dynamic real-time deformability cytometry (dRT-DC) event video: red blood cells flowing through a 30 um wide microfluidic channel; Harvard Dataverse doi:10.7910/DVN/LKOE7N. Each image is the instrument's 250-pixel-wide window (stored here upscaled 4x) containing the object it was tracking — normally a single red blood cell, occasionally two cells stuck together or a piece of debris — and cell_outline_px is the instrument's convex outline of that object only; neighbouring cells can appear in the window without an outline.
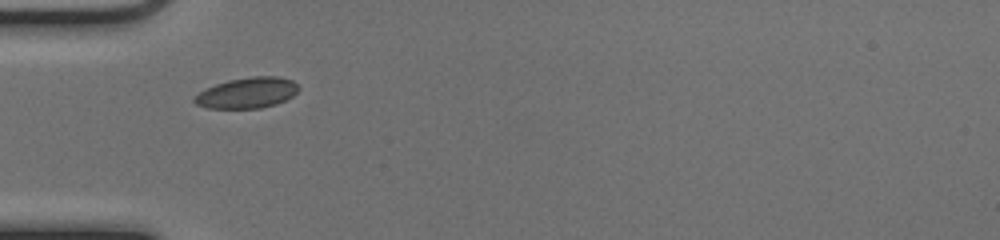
{"species": "common noctule bat (a hibernating species)", "species_latin": "Nyctalus noctula", "temperature_condition": "cold", "stored_images_in_passage": 36, "camera_frame_rate_fps": 3000, "um_per_image_px": 0.085, "animal": {"sex": "female", "body_mass_g": 17.0, "forearm_length_mm": 48.0}, "frame": {"image": 1, "passage_image": 1, "time_ms": 0.0, "image_size_px": [1000, 240], "cell_outline_px": [[300, 88], [292, 96], [276, 104], [260, 108], [208, 108], [196, 104], [192, 100], [192, 96], [216, 84], [228, 80], [252, 76], [280, 76], [292, 80]], "centroid_in_image_um": [21.0, 7.89], "position_along_channel_um": 64.0, "area_um2": 18.61}}
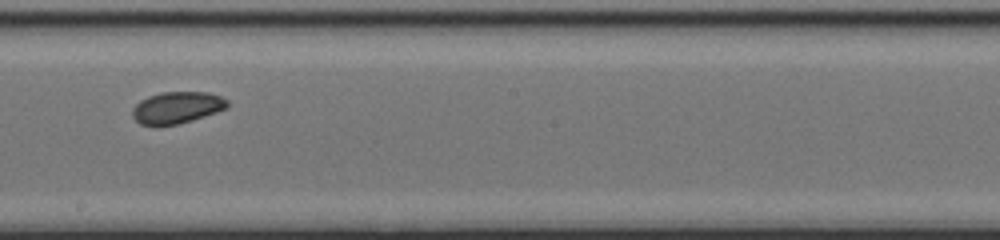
{"frame": {"image": 2, "passage_image": 14, "time_ms": 4.333, "image_size_px": [1000, 240], "cell_outline_px": [[228, 104], [224, 108], [216, 112], [192, 120], [176, 124], [140, 124], [132, 116], [132, 108], [140, 100], [148, 96], [160, 92], [208, 92], [220, 96], [228, 100]], "centroid_in_image_um": [15.02, 9.12], "position_along_channel_um": 233.2, "area_um2": 17.28}}
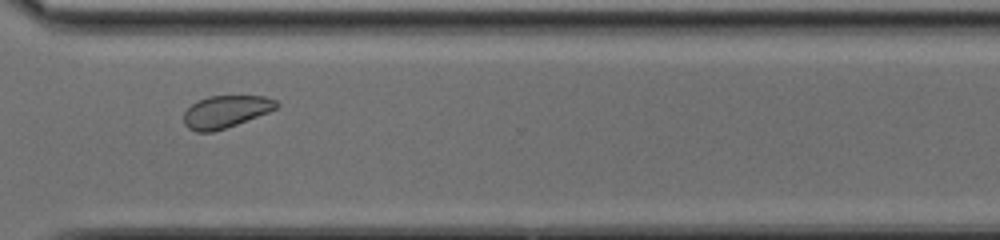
{"frame": {"image": 3, "passage_image": 23, "time_ms": 7.333, "image_size_px": [1000, 240], "cell_outline_px": [[280, 104], [276, 108], [268, 112], [236, 124], [212, 132], [196, 132], [188, 128], [184, 124], [184, 112], [192, 104], [208, 96], [264, 96], [276, 100]], "centroid_in_image_um": [19.18, 9.49], "position_along_channel_um": 351.4, "area_um2": 17.22}, "authors_computed_cell_mechanics": {"area_um2": 17.8024, "velocity_mm_per_s": 3.9423, "shape_relaxation_time_tau1_ms": 3.2141, "shape_relaxation_time_tau2_ms": null, "deformation_change_tau1": 0.0559, "deformation_change_tau2": null}}